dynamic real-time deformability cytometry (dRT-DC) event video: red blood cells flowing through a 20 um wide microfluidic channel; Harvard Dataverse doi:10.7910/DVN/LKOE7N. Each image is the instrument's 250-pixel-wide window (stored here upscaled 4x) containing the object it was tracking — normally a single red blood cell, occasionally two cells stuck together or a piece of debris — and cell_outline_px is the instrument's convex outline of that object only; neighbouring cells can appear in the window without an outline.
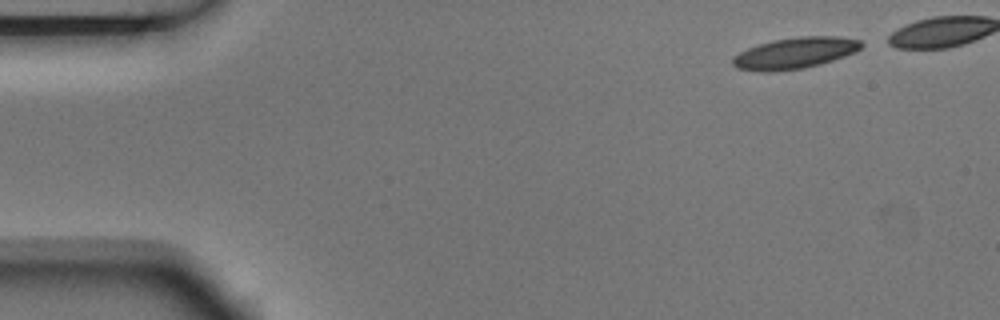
{"species": "Egyptian fruit bat (a non-hibernating species)", "species_latin": "Rousettus aegyptiacus", "temperature_condition": "room temperature", "stored_images_in_passage": 6, "segment_of_instrument_passage": [1, 2], "camera_frame_rate_fps": 3000, "um_per_image_px": 0.085, "animal": {"sex": "male"}, "frame": {"image": 1, "passage_image": 1, "time_ms": 0.0, "image_size_px": [1000, 320], "cell_outline_px": [[864, 44], [856, 52], [820, 64], [804, 68], [776, 72], [760, 72], [736, 68], [732, 64], [732, 56], [748, 48], [760, 44], [776, 40], [800, 36], [840, 36], [860, 40]], "centroid_in_image_um": [67.56, 4.52], "position_along_channel_um": 17.4, "area_um2": 23.47}}
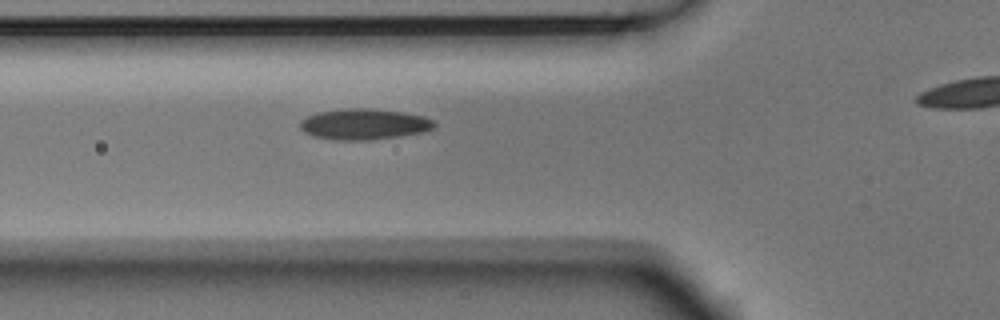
{"frame": {"image": 2, "passage_image": 5, "time_ms": 1.333, "image_size_px": [1000, 320], "cell_outline_px": [[436, 124], [432, 128], [424, 132], [400, 136], [368, 140], [340, 140], [312, 136], [304, 132], [300, 128], [300, 120], [316, 112], [348, 108], [372, 108], [404, 112], [424, 116], [432, 120]], "centroid_in_image_um": [30.94, 10.55], "position_along_channel_um": 94.9, "area_um2": 24.22}}